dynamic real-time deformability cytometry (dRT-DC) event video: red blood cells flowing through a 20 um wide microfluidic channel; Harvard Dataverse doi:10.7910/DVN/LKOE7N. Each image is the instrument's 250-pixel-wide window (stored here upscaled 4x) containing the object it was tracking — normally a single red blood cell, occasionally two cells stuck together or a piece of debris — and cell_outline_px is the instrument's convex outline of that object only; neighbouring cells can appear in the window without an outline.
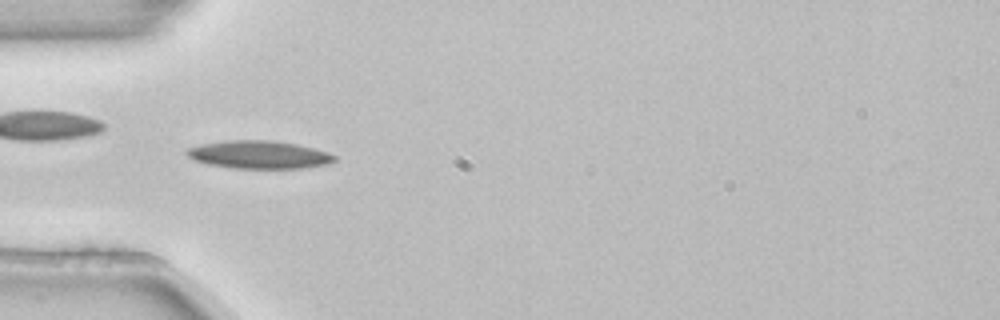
{"species": "common noctule bat (a hibernating species)", "species_latin": "Nyctalus noctula", "temperature_condition": "room temperature", "stored_images_in_passage": 5, "camera_frame_rate_fps": 3000, "um_per_image_px": 0.085, "animal": {"sex": "female", "body_mass_g": 22.7, "forearm_length_mm": 54.2}, "frame": {"image": 1, "passage_image": 4, "time_ms": 1.0, "image_size_px": [1000, 320], "cell_outline_px": [[336, 160], [328, 164], [304, 168], [232, 168], [208, 164], [192, 160], [184, 152], [188, 148], [200, 144], [228, 140], [272, 140], [296, 144], [316, 148], [328, 152], [336, 156]], "centroid_in_image_um": [22.01, 13.14], "position_along_channel_um": 63.0, "area_um2": 24.22}}